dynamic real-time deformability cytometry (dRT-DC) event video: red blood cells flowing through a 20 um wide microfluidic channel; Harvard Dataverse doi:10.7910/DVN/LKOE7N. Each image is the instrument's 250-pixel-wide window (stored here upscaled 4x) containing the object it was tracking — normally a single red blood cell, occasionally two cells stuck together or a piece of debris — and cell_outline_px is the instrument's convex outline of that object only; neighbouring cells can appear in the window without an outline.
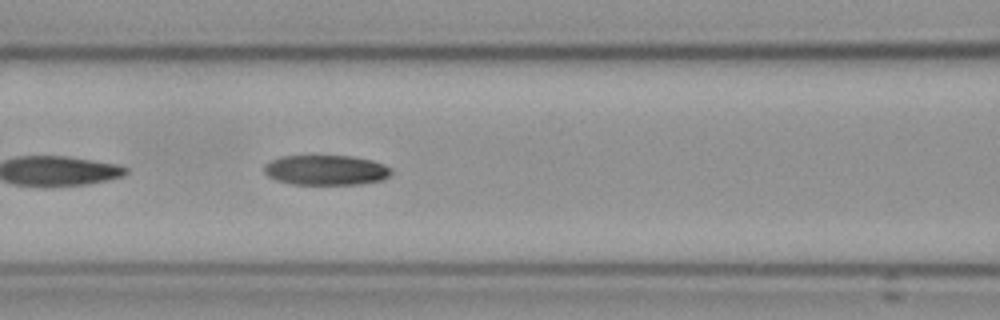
{"species": "Egyptian fruit bat (a non-hibernating species)", "species_latin": "Rousettus aegyptiacus", "temperature_condition": "cold", "stored_images_in_passage": 6, "segment_of_instrument_passage": [1, 2], "camera_frame_rate_fps": 3000, "um_per_image_px": 0.085, "frame": {"image": 1, "passage_image": 5, "time_ms": 5.333, "image_size_px": [1000, 320], "cell_outline_px": [[392, 172], [388, 176], [380, 180], [356, 184], [292, 184], [268, 176], [264, 172], [264, 164], [280, 156], [352, 156], [372, 160], [384, 164], [392, 168]], "centroid_in_image_um": [27.71, 14.44], "position_along_channel_um": 138.9, "area_um2": 22.08}}